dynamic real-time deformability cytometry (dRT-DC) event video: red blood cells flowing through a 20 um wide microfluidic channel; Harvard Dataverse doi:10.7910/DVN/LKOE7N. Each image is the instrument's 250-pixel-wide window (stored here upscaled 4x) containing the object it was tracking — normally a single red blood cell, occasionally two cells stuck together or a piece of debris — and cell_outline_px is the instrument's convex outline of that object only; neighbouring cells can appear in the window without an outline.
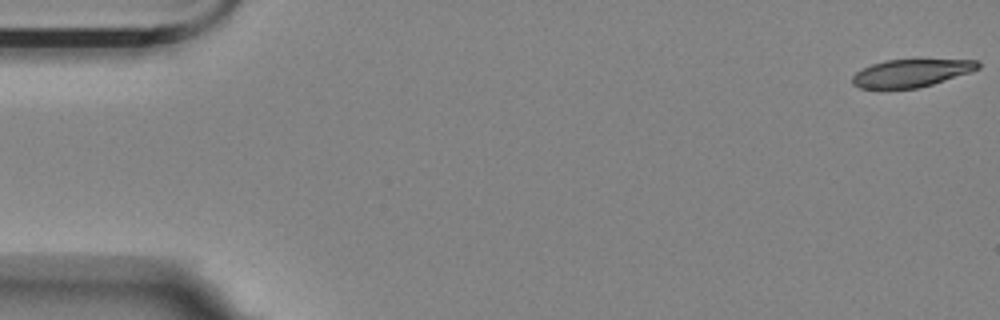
{"species": "Egyptian fruit bat (a non-hibernating species)", "species_latin": "Rousettus aegyptiacus", "temperature_condition": "room temperature", "stored_images_in_passage": 13, "camera_frame_rate_fps": 3000, "um_per_image_px": 0.085, "animal": {"sex": "female"}, "frame": {"image": 1, "passage_image": 1, "time_ms": 0.0, "image_size_px": [1000, 320], "cell_outline_px": [[980, 68], [972, 72], [932, 84], [916, 88], [860, 88], [852, 84], [852, 76], [856, 72], [872, 64], [884, 60], [976, 60], [980, 64]], "centroid_in_image_um": [77.45, 6.21], "position_along_channel_um": 7.5, "area_um2": 20.06}}